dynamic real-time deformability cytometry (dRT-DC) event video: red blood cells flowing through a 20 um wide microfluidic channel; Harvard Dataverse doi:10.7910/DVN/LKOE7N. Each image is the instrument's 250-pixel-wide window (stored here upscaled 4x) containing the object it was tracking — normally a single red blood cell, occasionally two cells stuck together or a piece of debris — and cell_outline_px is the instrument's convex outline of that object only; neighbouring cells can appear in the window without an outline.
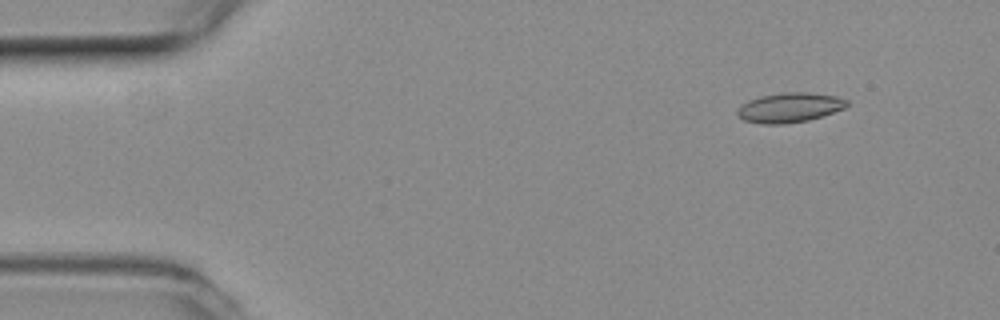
{"species": "common noctule bat (a hibernating species)", "species_latin": "Nyctalus noctula", "temperature_condition": "room temperature", "stored_images_in_passage": 4, "camera_frame_rate_fps": 3000, "um_per_image_px": 0.085, "animal": {"sex": "female", "body_mass_g": 19.3, "forearm_length_mm": 54.1}, "frame": {"image": 1, "passage_image": 2, "time_ms": 0.333, "image_size_px": [1000, 320], "cell_outline_px": [[848, 104], [844, 108], [808, 120], [784, 124], [760, 124], [744, 120], [736, 112], [748, 100], [760, 96], [784, 92], [808, 92], [836, 96], [848, 100]], "centroid_in_image_um": [67.12, 9.14], "position_along_channel_um": 17.9, "area_um2": 18.73}}